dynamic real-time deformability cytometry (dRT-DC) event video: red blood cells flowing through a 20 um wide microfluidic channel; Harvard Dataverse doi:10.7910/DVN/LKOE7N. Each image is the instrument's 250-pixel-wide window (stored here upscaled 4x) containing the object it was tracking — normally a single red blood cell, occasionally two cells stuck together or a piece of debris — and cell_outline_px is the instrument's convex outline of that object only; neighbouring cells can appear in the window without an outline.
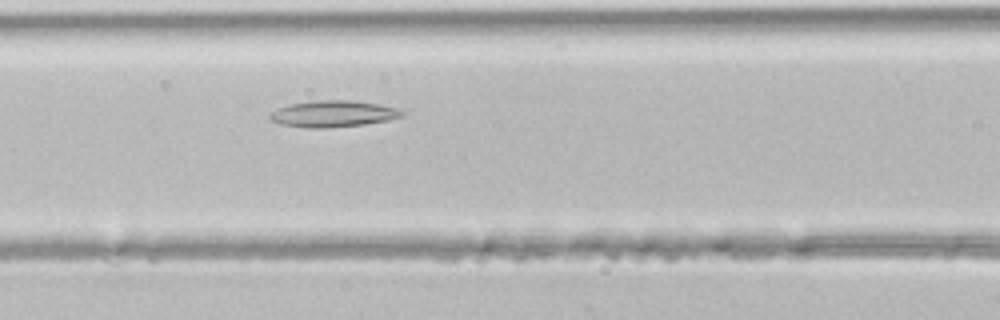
{"species": "common noctule bat (a hibernating species)", "species_latin": "Nyctalus noctula", "temperature_condition": "room temperature", "stored_images_in_passage": 36, "camera_frame_rate_fps": 3000, "um_per_image_px": 0.085, "animal": {"sex": "male", "body_mass_g": 21.5, "forearm_length_mm": 52.0}, "frame": {"image": 1, "passage_image": 13, "time_ms": 4.0, "image_size_px": [1000, 320], "cell_outline_px": [[404, 116], [388, 120], [364, 124], [328, 128], [304, 128], [280, 124], [272, 120], [268, 116], [276, 108], [288, 104], [316, 100], [352, 100], [376, 104], [396, 108], [404, 112]], "centroid_in_image_um": [28.28, 9.67], "position_along_channel_um": 138.3, "area_um2": 20.4}}
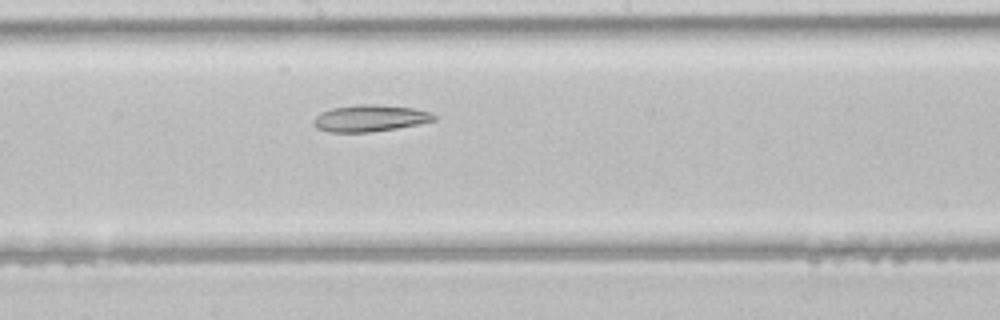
{"frame": {"image": 2, "passage_image": 18, "time_ms": 5.667, "image_size_px": [1000, 320], "cell_outline_px": [[436, 120], [420, 124], [396, 128], [368, 132], [328, 132], [316, 128], [312, 124], [312, 120], [320, 112], [332, 108], [360, 104], [376, 104], [412, 108], [428, 112], [436, 116]], "centroid_in_image_um": [31.4, 10.05], "position_along_channel_um": 216.8, "area_um2": 18.73}}
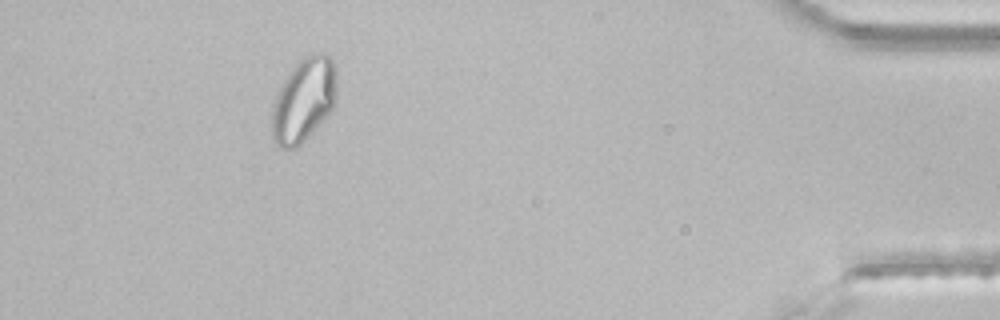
{"frame": {"image": 3, "passage_image": 34, "time_ms": 11.0, "image_size_px": [1000, 320], "cell_outline_px": [[336, 100], [328, 116], [296, 148], [280, 148], [272, 140], [272, 104], [284, 80], [292, 68], [304, 56], [312, 52], [324, 52], [332, 60], [336, 68]], "centroid_in_image_um": [25.83, 8.49], "position_along_channel_um": 409.4, "area_um2": 31.85}}